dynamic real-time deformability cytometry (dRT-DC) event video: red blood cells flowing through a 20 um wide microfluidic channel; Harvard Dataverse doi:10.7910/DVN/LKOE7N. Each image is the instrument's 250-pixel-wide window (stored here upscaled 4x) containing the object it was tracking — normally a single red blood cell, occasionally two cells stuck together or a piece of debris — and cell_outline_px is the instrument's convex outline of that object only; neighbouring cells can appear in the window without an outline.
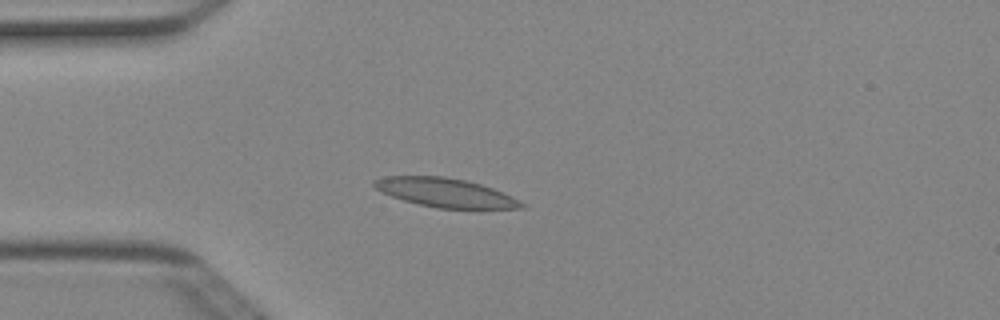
{"species": "Egyptian fruit bat (a non-hibernating species)", "species_latin": "Rousettus aegyptiacus", "temperature_condition": "cold", "stored_images_in_passage": 4, "camera_frame_rate_fps": 3000, "um_per_image_px": 0.085, "animal": {"sex": "female"}, "frame": {"image": 1, "passage_image": 3, "time_ms": 0.667, "image_size_px": [1000, 320], "cell_outline_px": [[528, 208], [436, 208], [404, 200], [380, 192], [372, 184], [372, 180], [384, 176], [444, 176], [464, 180], [480, 184], [492, 188], [512, 196], [528, 204]], "centroid_in_image_um": [37.86, 16.37], "position_along_channel_um": 47.1, "area_um2": 24.8}}